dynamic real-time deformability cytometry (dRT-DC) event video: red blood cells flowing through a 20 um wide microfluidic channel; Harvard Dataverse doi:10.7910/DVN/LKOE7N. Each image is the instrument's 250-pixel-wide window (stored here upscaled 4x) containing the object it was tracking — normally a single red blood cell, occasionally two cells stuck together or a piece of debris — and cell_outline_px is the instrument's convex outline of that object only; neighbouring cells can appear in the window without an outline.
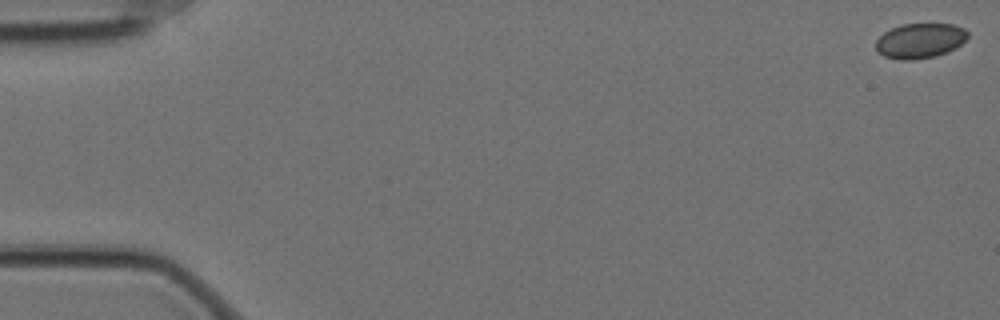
{"species": "Egyptian fruit bat (a non-hibernating species)", "species_latin": "Rousettus aegyptiacus", "temperature_condition": "cold", "stored_images_in_passage": 59, "camera_frame_rate_fps": 3000, "um_per_image_px": 0.085, "animal": {"sex": "female"}, "frame": {"image": 1, "passage_image": 1, "time_ms": 0.0, "image_size_px": [1000, 320], "cell_outline_px": [[968, 36], [960, 44], [936, 56], [912, 60], [900, 60], [884, 56], [876, 48], [876, 40], [884, 32], [900, 24], [952, 24], [964, 28], [968, 32]], "centroid_in_image_um": [78.17, 3.45], "position_along_channel_um": 6.8, "area_um2": 18.5}}
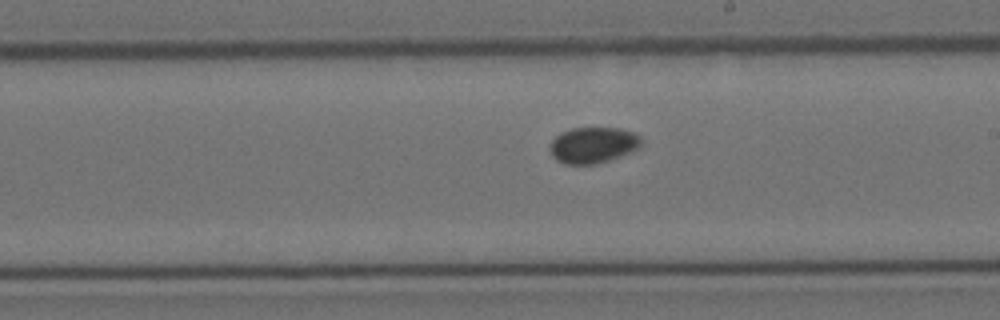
{"frame": {"image": 2, "passage_image": 34, "time_ms": 11.0, "image_size_px": [1000, 320], "cell_outline_px": [[640, 148], [620, 156], [596, 164], [564, 164], [556, 160], [552, 156], [548, 148], [552, 140], [560, 132], [572, 128], [620, 128], [636, 132], [640, 136]], "centroid_in_image_um": [50.39, 12.32], "position_along_channel_um": 238.6, "area_um2": 19.36}}
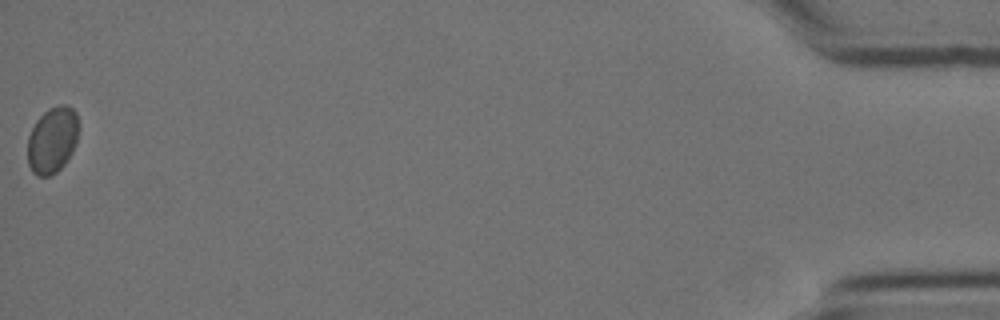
{"frame": {"image": 3, "passage_image": 59, "time_ms": 19.333, "image_size_px": [1000, 320], "cell_outline_px": [[80, 128], [76, 144], [72, 152], [64, 164], [56, 172], [48, 176], [36, 176], [32, 172], [28, 164], [28, 136], [36, 120], [48, 108], [60, 104], [68, 104], [76, 112], [80, 124]], "centroid_in_image_um": [4.48, 11.87], "position_along_channel_um": 430.7, "area_um2": 20.11}}